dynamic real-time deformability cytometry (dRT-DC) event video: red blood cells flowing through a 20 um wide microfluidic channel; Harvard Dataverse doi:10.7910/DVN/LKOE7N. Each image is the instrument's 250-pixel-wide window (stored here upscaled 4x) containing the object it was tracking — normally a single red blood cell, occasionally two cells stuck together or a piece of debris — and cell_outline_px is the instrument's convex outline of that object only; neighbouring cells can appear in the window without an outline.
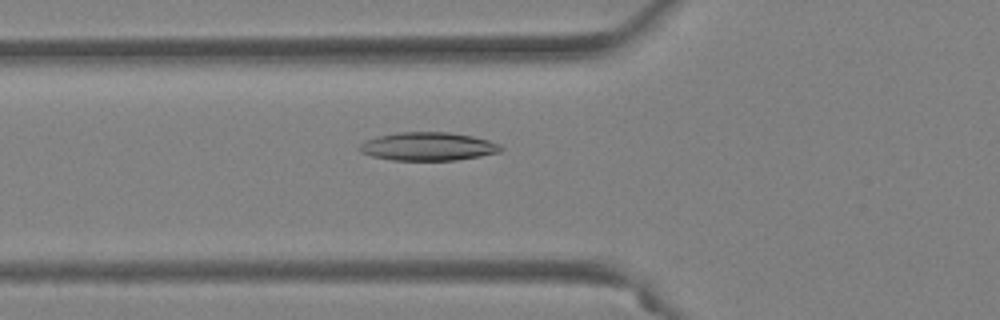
{"species": "Egyptian fruit bat (a non-hibernating species)", "species_latin": "Rousettus aegyptiacus", "temperature_condition": "warm", "stored_images_in_passage": 53, "camera_frame_rate_fps": 3000, "um_per_image_px": 0.085, "animal": {"sex": "female"}, "frame": {"image": 1, "passage_image": 20, "time_ms": 6.333, "image_size_px": [1000, 320], "cell_outline_px": [[504, 148], [500, 152], [480, 156], [456, 160], [392, 160], [372, 156], [360, 152], [356, 148], [364, 140], [376, 136], [396, 132], [448, 132], [472, 136], [488, 140], [500, 144]], "centroid_in_image_um": [36.34, 12.44], "position_along_channel_um": 89.5, "area_um2": 23.52}}
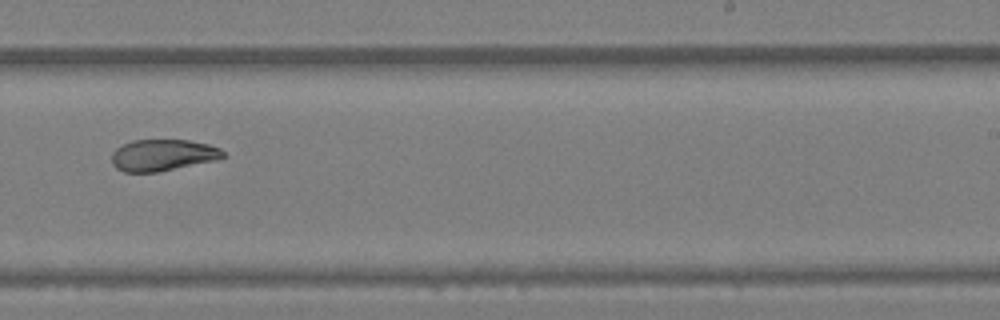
{"frame": {"image": 2, "passage_image": 34, "time_ms": 11.0, "image_size_px": [1000, 320], "cell_outline_px": [[224, 156], [220, 160], [156, 172], [124, 172], [116, 168], [112, 164], [112, 152], [116, 148], [132, 140], [188, 140], [208, 144], [220, 148], [224, 152]], "centroid_in_image_um": [13.85, 13.19], "position_along_channel_um": 275.2, "area_um2": 20.58}}
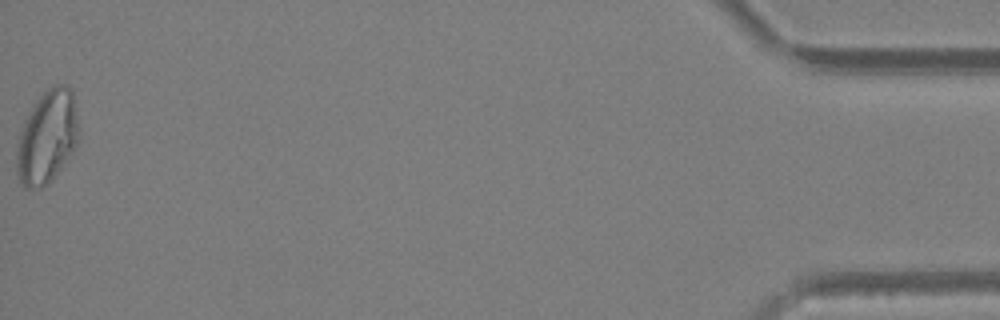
{"frame": {"image": 3, "passage_image": 53, "time_ms": 17.333, "image_size_px": [1000, 320], "cell_outline_px": [[80, 136], [76, 148], [52, 180], [48, 184], [40, 188], [28, 188], [20, 184], [16, 172], [16, 148], [20, 132], [32, 104], [52, 84], [68, 84], [72, 88], [80, 132]], "centroid_in_image_um": [4.03, 11.63], "position_along_channel_um": 431.2, "area_um2": 34.33}, "authors_computed_cell_mechanics": {"area_um2": 24.276, "velocity_mm_per_s": 3.9772, "shape_relaxation_time_tau1_ms": 10.26, "shape_relaxation_time_tau2_ms": 3.6841, "deformation_change_tau1": 0.2609, "deformation_change_tau2": 0.0873}}